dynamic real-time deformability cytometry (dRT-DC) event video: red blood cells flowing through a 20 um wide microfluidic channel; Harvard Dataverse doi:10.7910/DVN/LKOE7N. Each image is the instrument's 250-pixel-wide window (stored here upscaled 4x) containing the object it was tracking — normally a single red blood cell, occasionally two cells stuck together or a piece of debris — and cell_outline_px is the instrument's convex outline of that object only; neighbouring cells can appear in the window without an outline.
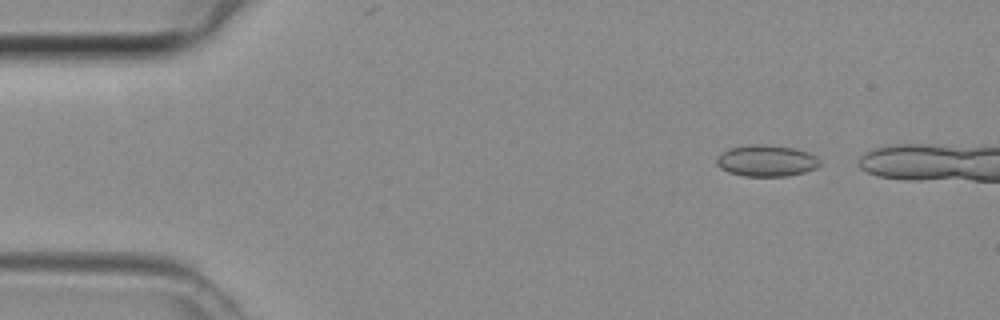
{"species": "common noctule bat (a hibernating species)", "species_latin": "Nyctalus noctula", "temperature_condition": "room temperature", "stored_images_in_passage": 7, "camera_frame_rate_fps": 3000, "um_per_image_px": 0.085, "animal": {"sex": "female", "body_mass_g": 29.2, "forearm_length_mm": 56.3}, "frame": {"image": 1, "passage_image": 3, "time_ms": 0.667, "image_size_px": [1000, 320], "cell_outline_px": [[820, 164], [816, 168], [804, 172], [788, 176], [744, 176], [728, 172], [720, 168], [716, 164], [716, 160], [720, 152], [728, 148], [752, 144], [764, 144], [796, 148], [808, 152], [816, 156], [820, 160]], "centroid_in_image_um": [65.13, 13.65], "position_along_channel_um": 19.9, "area_um2": 19.13}}